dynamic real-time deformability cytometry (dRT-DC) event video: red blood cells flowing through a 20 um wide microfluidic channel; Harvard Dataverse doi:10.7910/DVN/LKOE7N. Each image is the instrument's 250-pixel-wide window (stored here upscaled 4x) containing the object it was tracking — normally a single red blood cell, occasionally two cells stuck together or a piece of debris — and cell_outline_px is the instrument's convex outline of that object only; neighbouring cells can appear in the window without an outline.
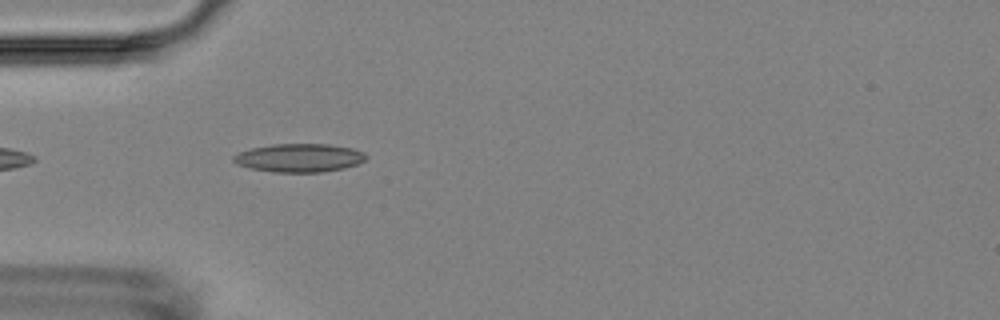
{"species": "Egyptian fruit bat (a non-hibernating species)", "species_latin": "Rousettus aegyptiacus", "temperature_condition": "room temperature", "stored_images_in_passage": 5, "camera_frame_rate_fps": 3000, "um_per_image_px": 0.085, "animal": {"sex": "female"}, "frame": {"image": 1, "passage_image": 4, "time_ms": 5.0, "image_size_px": [1000, 320], "cell_outline_px": [[368, 156], [364, 160], [356, 164], [344, 168], [320, 172], [272, 172], [248, 168], [236, 164], [232, 160], [232, 156], [240, 152], [252, 148], [272, 144], [328, 144], [352, 148], [364, 152]], "centroid_in_image_um": [25.41, 13.42], "position_along_channel_um": 59.6, "area_um2": 21.96}}